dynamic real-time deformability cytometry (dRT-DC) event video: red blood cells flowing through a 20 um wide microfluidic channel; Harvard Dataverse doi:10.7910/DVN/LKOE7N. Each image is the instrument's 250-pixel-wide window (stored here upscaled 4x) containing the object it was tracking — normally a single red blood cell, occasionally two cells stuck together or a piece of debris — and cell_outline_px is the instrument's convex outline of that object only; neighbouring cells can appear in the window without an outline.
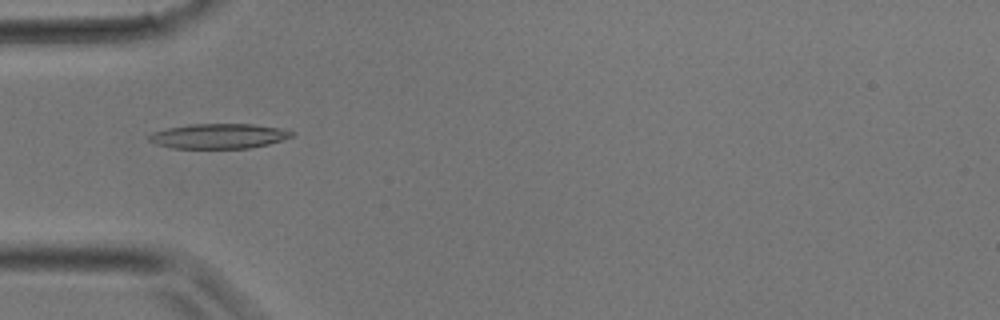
{"species": "common noctule bat (a hibernating species)", "species_latin": "Nyctalus noctula", "temperature_condition": "room temperature", "stored_images_in_passage": 30, "camera_frame_rate_fps": 3000, "um_per_image_px": 0.085, "animal": {"sex": "male", "body_mass_g": 17.9}, "frame": {"image": 1, "passage_image": 7, "time_ms": 2.0, "image_size_px": [1000, 320], "cell_outline_px": [[296, 132], [292, 136], [268, 144], [248, 148], [172, 148], [156, 144], [148, 140], [148, 136], [152, 132], [168, 128], [188, 124], [252, 124], [288, 128]], "centroid_in_image_um": [18.63, 11.55], "position_along_channel_um": 66.4, "area_um2": 20.87}}
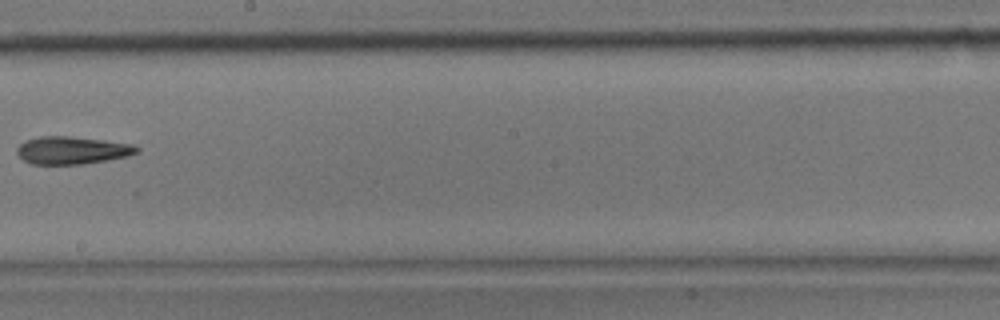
{"frame": {"image": 2, "passage_image": 16, "time_ms": 5.0, "image_size_px": [1000, 320], "cell_outline_px": [[140, 152], [128, 156], [108, 160], [84, 164], [32, 164], [24, 160], [16, 152], [16, 148], [24, 140], [40, 136], [68, 136], [104, 140], [132, 144], [140, 148]], "centroid_in_image_um": [6.14, 12.77], "position_along_channel_um": 242.1, "area_um2": 19.42}}
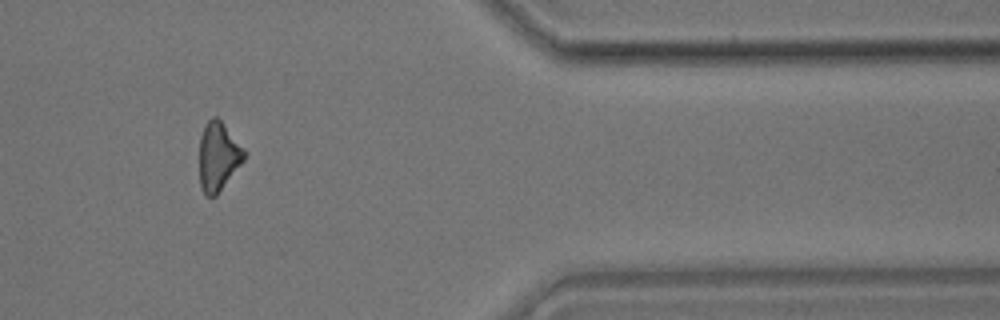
{"frame": {"image": 3, "passage_image": 25, "time_ms": 8.0, "image_size_px": [1000, 320], "cell_outline_px": [[248, 152], [244, 160], [216, 196], [208, 196], [200, 188], [200, 136], [208, 120], [212, 116], [216, 116], [224, 124]], "centroid_in_image_um": [18.57, 13.28], "position_along_channel_um": 392.8, "area_um2": 17.92}}